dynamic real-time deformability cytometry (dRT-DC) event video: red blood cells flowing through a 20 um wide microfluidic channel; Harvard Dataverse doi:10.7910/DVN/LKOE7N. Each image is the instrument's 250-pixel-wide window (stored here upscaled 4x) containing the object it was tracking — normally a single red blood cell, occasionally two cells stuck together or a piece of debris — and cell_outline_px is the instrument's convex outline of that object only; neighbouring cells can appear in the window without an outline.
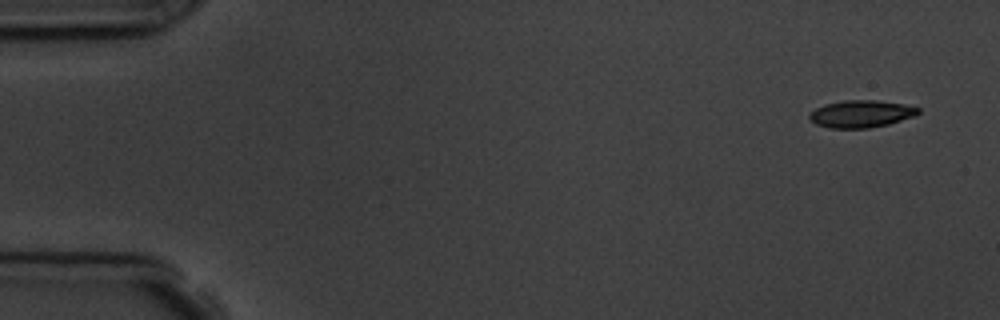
{"species": "common noctule bat (a hibernating species)", "species_latin": "Nyctalus noctula", "temperature_condition": "room temperature", "stored_images_in_passage": 5, "camera_frame_rate_fps": 3000, "um_per_image_px": 0.085, "animal": {"sex": "male", "body_mass_g": 19.5, "forearm_length_mm": 54.6}, "frame": {"image": 1, "passage_image": 1, "time_ms": 0.0, "image_size_px": [1000, 320], "cell_outline_px": [[920, 112], [916, 116], [888, 124], [868, 128], [828, 128], [816, 124], [808, 116], [816, 108], [824, 104], [844, 100], [876, 100], [904, 104], [920, 108]], "centroid_in_image_um": [73.22, 9.67], "position_along_channel_um": 11.8, "area_um2": 17.28}}
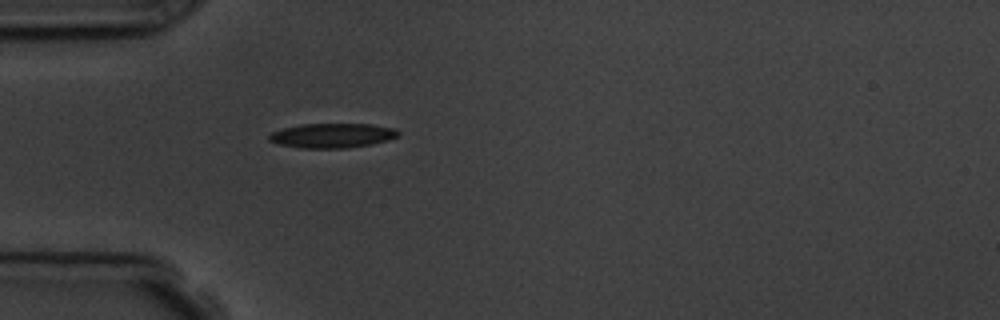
{"frame": {"image": 2, "passage_image": 5, "time_ms": 4.333, "image_size_px": [1000, 320], "cell_outline_px": [[400, 136], [388, 140], [372, 144], [344, 148], [300, 148], [276, 144], [268, 140], [268, 136], [272, 132], [284, 128], [300, 124], [372, 124], [396, 128], [400, 132]], "centroid_in_image_um": [28.26, 11.52], "position_along_channel_um": 56.7, "area_um2": 18.67}}